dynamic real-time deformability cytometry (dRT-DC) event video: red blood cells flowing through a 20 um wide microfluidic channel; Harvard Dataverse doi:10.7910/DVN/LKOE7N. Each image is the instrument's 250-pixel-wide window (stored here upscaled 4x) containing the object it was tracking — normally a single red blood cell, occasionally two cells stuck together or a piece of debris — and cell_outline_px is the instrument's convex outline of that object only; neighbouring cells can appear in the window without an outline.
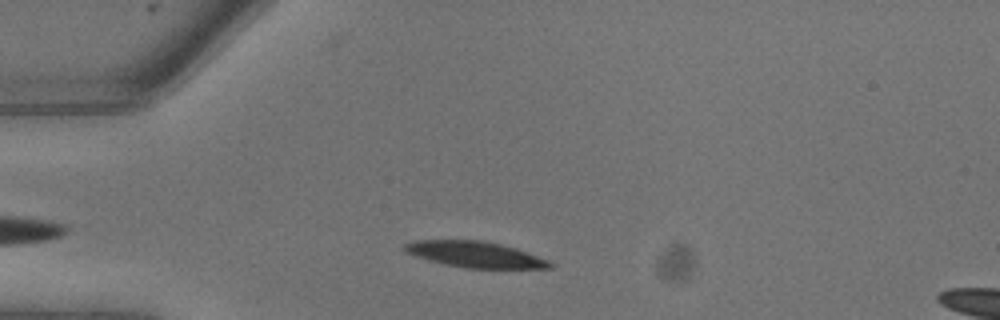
{"species": "common noctule bat (a hibernating species)", "species_latin": "Nyctalus noctula", "temperature_condition": "warm", "stored_images_in_passage": 3, "camera_frame_rate_fps": 3000, "um_per_image_px": 0.085, "animal": {"sex": "male", "body_mass_g": 13.3}, "frame": {"image": 1, "passage_image": 2, "time_ms": 0.333, "image_size_px": [1000, 320], "cell_outline_px": [[552, 268], [464, 268], [444, 264], [416, 256], [404, 252], [404, 244], [412, 240], [484, 240], [516, 248], [548, 260], [552, 264]], "centroid_in_image_um": [40.35, 21.62], "position_along_channel_um": 44.7, "area_um2": 21.91}}